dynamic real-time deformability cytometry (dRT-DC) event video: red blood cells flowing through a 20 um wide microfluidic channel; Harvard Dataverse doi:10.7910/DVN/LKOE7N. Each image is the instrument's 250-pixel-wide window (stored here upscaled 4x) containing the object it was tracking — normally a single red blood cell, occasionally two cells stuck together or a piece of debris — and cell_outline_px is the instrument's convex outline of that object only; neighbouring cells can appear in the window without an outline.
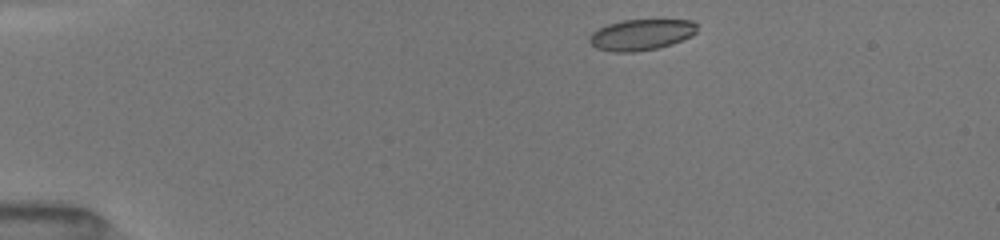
{"species": "common noctule bat (a hibernating species)", "species_latin": "Nyctalus noctula", "temperature_condition": "room temperature", "stored_images_in_passage": 42, "camera_frame_rate_fps": 3000, "um_per_image_px": 0.085, "animal": {"sex": "female", "body_mass_g": 19.5, "forearm_length_mm": 54.1}, "frame": {"image": 1, "passage_image": 1, "time_ms": 0.0, "image_size_px": [1000, 240], "cell_outline_px": [[696, 32], [692, 36], [672, 44], [656, 48], [632, 52], [612, 52], [596, 48], [588, 40], [588, 36], [592, 32], [608, 24], [624, 20], [692, 20], [696, 24]], "centroid_in_image_um": [54.49, 2.95], "position_along_channel_um": 30.5, "area_um2": 19.36}}
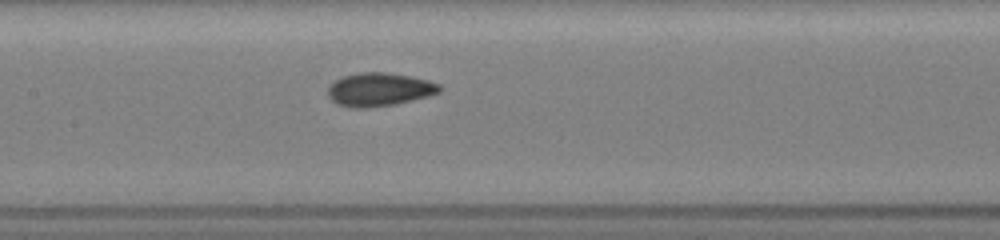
{"frame": {"image": 2, "passage_image": 17, "time_ms": 5.333, "image_size_px": [1000, 240], "cell_outline_px": [[444, 88], [440, 92], [428, 96], [396, 104], [368, 108], [352, 108], [336, 104], [328, 96], [328, 88], [336, 80], [344, 76], [360, 72], [388, 72], [412, 76], [428, 80], [440, 84]], "centroid_in_image_um": [32.27, 7.61], "position_along_channel_um": 175.1, "area_um2": 21.91}}
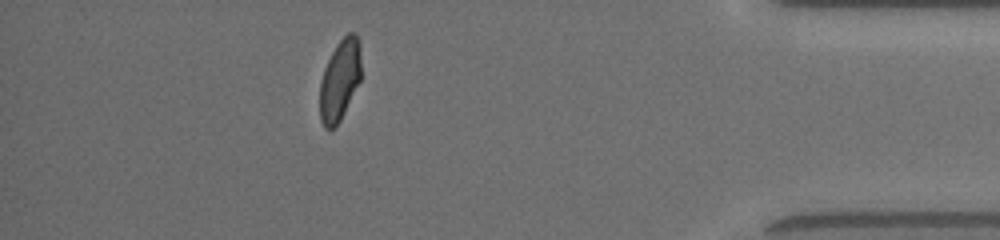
{"frame": {"image": 3, "passage_image": 37, "time_ms": 12.0, "image_size_px": [1000, 240], "cell_outline_px": [[360, 80], [336, 128], [324, 128], [320, 120], [320, 80], [324, 68], [336, 44], [348, 32], [356, 32], [360, 44]], "centroid_in_image_um": [28.87, 6.79], "position_along_channel_um": 406.3, "area_um2": 19.48}, "authors_computed_cell_mechanics": {"area_um2": 20.5768, "velocity_mm_per_s": 4.058, "shape_relaxation_time_tau1_ms": 3.1849, "shape_relaxation_time_tau2_ms": 1.1816, "deformation_change_tau1": 0.1258, "deformation_change_tau2": 0.0368}}